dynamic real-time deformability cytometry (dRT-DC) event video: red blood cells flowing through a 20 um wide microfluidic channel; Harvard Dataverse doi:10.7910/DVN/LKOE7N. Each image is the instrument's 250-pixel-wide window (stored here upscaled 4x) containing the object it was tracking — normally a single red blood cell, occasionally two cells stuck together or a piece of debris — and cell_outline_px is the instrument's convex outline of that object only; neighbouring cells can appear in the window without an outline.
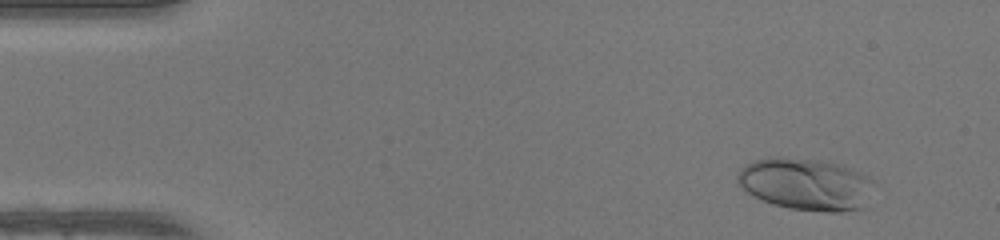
{"species": "human", "species_latin": "Homo sapiens", "temperature_condition": "warm", "stored_images_in_passage": 11, "camera_frame_rate_fps": 3000, "um_per_image_px": 0.085, "donor": {"sex": "female"}, "frame": {"image": 1, "passage_image": 1, "time_ms": 0.0, "image_size_px": [1000, 240], "cell_outline_px": [[876, 184], [860, 208], [840, 212], [828, 212], [792, 208], [772, 204], [752, 196], [736, 184], [736, 176], [740, 168], [756, 160], [768, 156], [780, 156], [820, 160], [844, 164], [868, 176]], "centroid_in_image_um": [68.46, 15.62], "position_along_channel_um": 16.5, "area_um2": 41.85}}